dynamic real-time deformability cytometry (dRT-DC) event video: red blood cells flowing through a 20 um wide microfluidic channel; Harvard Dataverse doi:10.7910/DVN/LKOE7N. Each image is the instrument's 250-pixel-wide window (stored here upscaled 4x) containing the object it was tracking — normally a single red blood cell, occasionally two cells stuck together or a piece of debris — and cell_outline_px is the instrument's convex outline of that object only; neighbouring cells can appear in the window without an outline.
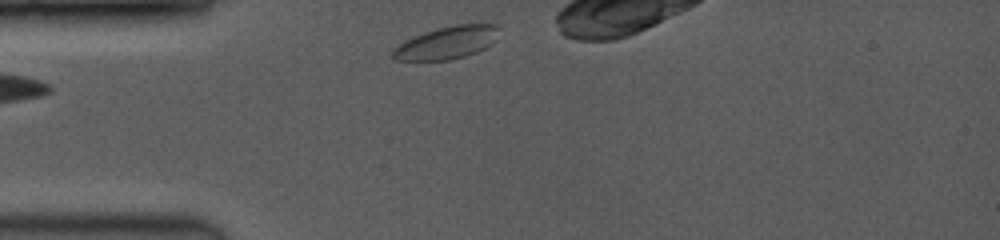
{"species": "common noctule bat (a hibernating species)", "species_latin": "Nyctalus noctula", "temperature_condition": "room temperature", "stored_images_in_passage": 21, "camera_frame_rate_fps": 3500, "um_per_image_px": 0.085, "animal": {"sex": "female", "body_mass_g": 19.0, "forearm_length_mm": 53.3}, "frame": {"image": 1, "passage_image": 1, "time_ms": 0.0, "image_size_px": [1000, 240], "cell_outline_px": [[500, 28], [496, 40], [492, 44], [476, 52], [464, 56], [448, 60], [396, 60], [392, 56], [392, 48], [404, 40], [412, 36], [436, 28], [456, 24], [500, 24]], "centroid_in_image_um": [37.99, 3.61], "position_along_channel_um": 47.0, "area_um2": 20.4}}
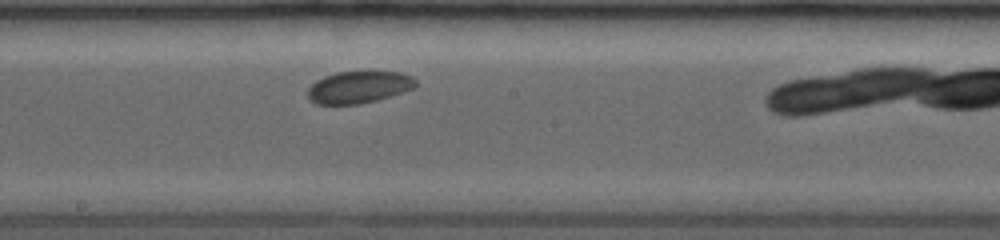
{"frame": {"image": 2, "passage_image": 10, "time_ms": 4.857, "image_size_px": [1000, 240], "cell_outline_px": [[416, 88], [404, 92], [376, 100], [360, 104], [316, 104], [308, 96], [308, 88], [316, 80], [324, 76], [336, 72], [400, 72], [412, 76], [416, 80]], "centroid_in_image_um": [30.52, 7.41], "position_along_channel_um": 217.7, "area_um2": 20.11}}
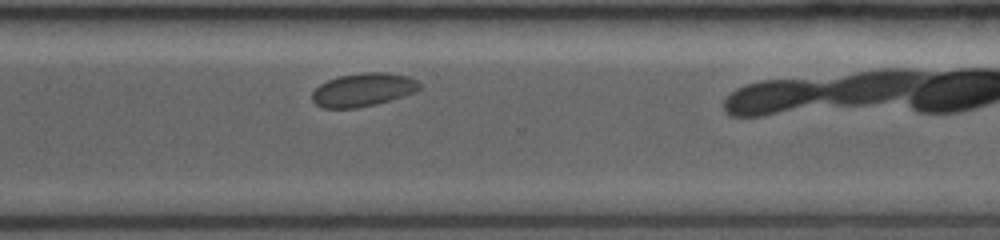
{"frame": {"image": 3, "passage_image": 16, "time_ms": 8.0, "image_size_px": [1000, 240], "cell_outline_px": [[420, 88], [416, 92], [376, 104], [356, 108], [324, 108], [316, 104], [312, 100], [312, 92], [320, 84], [328, 80], [340, 76], [364, 72], [388, 72], [408, 76], [416, 80], [420, 84]], "centroid_in_image_um": [30.87, 7.63], "position_along_channel_um": 339.7, "area_um2": 20.81}, "authors_computed_cell_mechanics": {"area_um2": 20.808, "velocity_mm_per_s": 3.8616, "shape_relaxation_time_tau1_ms": 3.974, "shape_relaxation_time_tau2_ms": 1.2517, "deformation_change_tau1": 0.0435, "deformation_change_tau2": 0.0266}}